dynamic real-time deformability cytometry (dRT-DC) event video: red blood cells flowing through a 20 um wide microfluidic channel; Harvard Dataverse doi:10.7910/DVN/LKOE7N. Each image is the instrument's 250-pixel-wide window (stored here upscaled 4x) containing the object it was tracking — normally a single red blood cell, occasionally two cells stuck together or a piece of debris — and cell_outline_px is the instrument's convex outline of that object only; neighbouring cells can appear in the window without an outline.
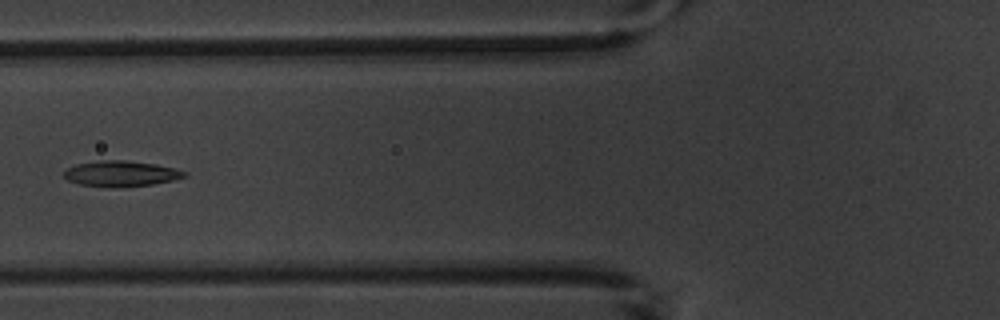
{"species": "common noctule bat (a hibernating species)", "species_latin": "Nyctalus noctula", "temperature_condition": "warm", "stored_images_in_passage": 9, "camera_frame_rate_fps": 3000, "um_per_image_px": 0.085, "animal": {"sex": "male", "body_mass_g": 20.1, "forearm_length_mm": 53.5}, "frame": {"image": 1, "passage_image": 7, "time_ms": 7.0, "image_size_px": [1000, 320], "cell_outline_px": [[188, 176], [172, 180], [152, 184], [124, 188], [112, 188], [80, 184], [68, 180], [64, 176], [64, 172], [68, 168], [76, 164], [100, 160], [124, 160], [156, 164], [176, 168], [188, 172]], "centroid_in_image_um": [10.32, 14.77], "position_along_channel_um": 115.5, "area_um2": 18.21}}
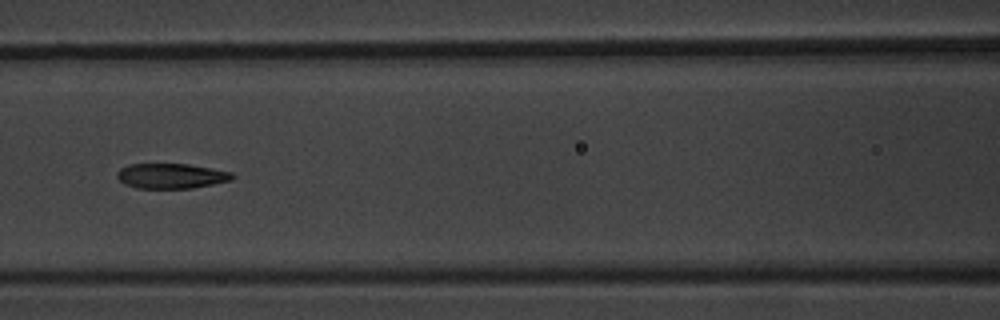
{"frame": {"image": 2, "passage_image": 8, "time_ms": 8.0, "image_size_px": [1000, 320], "cell_outline_px": [[236, 176], [232, 180], [192, 188], [136, 188], [124, 184], [116, 176], [116, 172], [120, 168], [128, 164], [188, 164], [212, 168], [232, 172]], "centroid_in_image_um": [14.54, 14.95], "position_along_channel_um": 152.1, "area_um2": 16.94}}
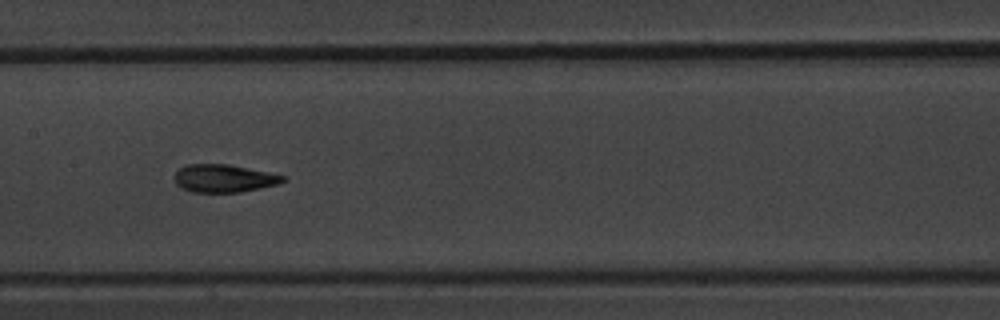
{"frame": {"image": 3, "passage_image": 9, "time_ms": 9.0, "image_size_px": [1000, 320], "cell_outline_px": [[288, 176], [284, 180], [276, 184], [260, 188], [240, 192], [192, 192], [180, 188], [176, 184], [176, 172], [180, 168], [188, 164], [228, 164]], "centroid_in_image_um": [19.03, 15.16], "position_along_channel_um": 188.4, "area_um2": 17.46}}